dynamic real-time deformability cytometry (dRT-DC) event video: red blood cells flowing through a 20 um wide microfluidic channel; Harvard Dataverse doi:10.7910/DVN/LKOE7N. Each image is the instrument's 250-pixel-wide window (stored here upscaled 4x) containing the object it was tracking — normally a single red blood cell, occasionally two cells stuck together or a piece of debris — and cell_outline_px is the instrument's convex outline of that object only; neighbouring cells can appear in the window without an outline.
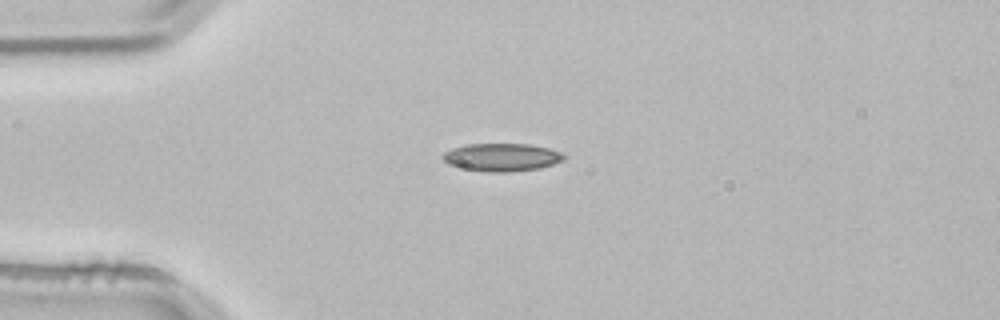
{"species": "common noctule bat (a hibernating species)", "species_latin": "Nyctalus noctula", "temperature_condition": "room temperature", "stored_images_in_passage": 1, "camera_frame_rate_fps": 3000, "um_per_image_px": 0.085, "animal": {"sex": "male", "body_mass_g": 21.5, "forearm_length_mm": 52.0}, "frame": {"image": 1, "passage_image": 1, "time_ms": 0.0, "image_size_px": [1000, 320], "cell_outline_px": [[568, 156], [564, 160], [540, 168], [512, 172], [488, 172], [464, 168], [448, 164], [440, 156], [444, 152], [452, 148], [468, 144], [528, 144], [548, 148], [560, 152]], "centroid_in_image_um": [42.66, 13.37], "position_along_channel_um": 42.3, "area_um2": 19.71}}